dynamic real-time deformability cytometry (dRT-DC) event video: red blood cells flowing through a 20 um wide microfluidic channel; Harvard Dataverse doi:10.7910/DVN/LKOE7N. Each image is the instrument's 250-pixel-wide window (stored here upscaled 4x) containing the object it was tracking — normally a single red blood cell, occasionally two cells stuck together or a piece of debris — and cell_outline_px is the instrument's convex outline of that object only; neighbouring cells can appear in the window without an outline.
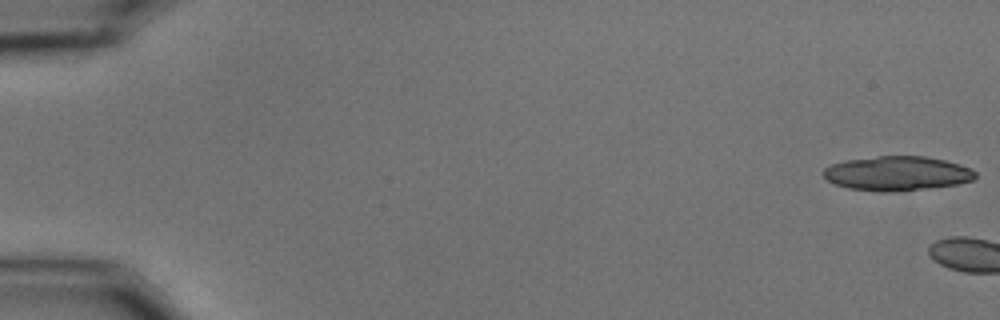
{"species": "common noctule bat (a hibernating species)", "species_latin": "Nyctalus noctula", "temperature_condition": "cold", "stored_images_in_passage": 3, "camera_frame_rate_fps": 3000, "um_per_image_px": 0.085, "animal": {"sex": "male", "body_mass_g": 15.6}, "frame": {"image": 1, "passage_image": 1, "time_ms": 0.0, "image_size_px": [1000, 320], "cell_outline_px": [[976, 176], [972, 180], [956, 184], [892, 192], [876, 192], [848, 188], [836, 184], [828, 180], [824, 176], [824, 168], [832, 164], [848, 160], [876, 156], [924, 156], [944, 160], [972, 168], [976, 172]], "centroid_in_image_um": [76.25, 14.74], "position_along_channel_um": 8.7, "area_um2": 30.23}}